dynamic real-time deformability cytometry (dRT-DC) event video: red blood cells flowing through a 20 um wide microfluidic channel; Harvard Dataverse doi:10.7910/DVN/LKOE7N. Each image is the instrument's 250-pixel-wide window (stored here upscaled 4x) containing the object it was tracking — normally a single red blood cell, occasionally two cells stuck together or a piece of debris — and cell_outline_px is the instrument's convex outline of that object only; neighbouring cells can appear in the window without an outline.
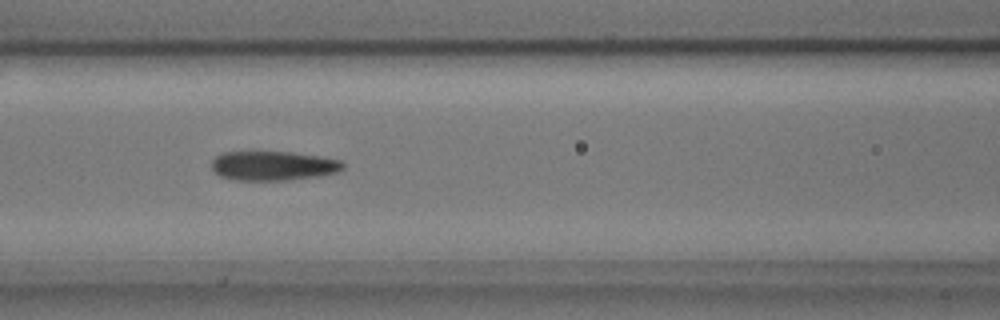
{"species": "common noctule bat (a hibernating species)", "species_latin": "Nyctalus noctula", "temperature_condition": "cold", "stored_images_in_passage": 6, "camera_frame_rate_fps": 3000, "um_per_image_px": 0.085, "animal": {"sex": "male", "body_mass_g": 17.9, "forearm_length_mm": 54.2}, "frame": {"image": 1, "passage_image": 6, "time_ms": 1.667, "image_size_px": [1000, 320], "cell_outline_px": [[344, 168], [336, 172], [320, 176], [288, 180], [236, 180], [220, 176], [212, 168], [212, 160], [220, 152], [252, 148], [292, 152], [320, 156], [340, 160], [344, 164]], "centroid_in_image_um": [23.15, 14.03], "position_along_channel_um": 143.4, "area_um2": 23.52}}